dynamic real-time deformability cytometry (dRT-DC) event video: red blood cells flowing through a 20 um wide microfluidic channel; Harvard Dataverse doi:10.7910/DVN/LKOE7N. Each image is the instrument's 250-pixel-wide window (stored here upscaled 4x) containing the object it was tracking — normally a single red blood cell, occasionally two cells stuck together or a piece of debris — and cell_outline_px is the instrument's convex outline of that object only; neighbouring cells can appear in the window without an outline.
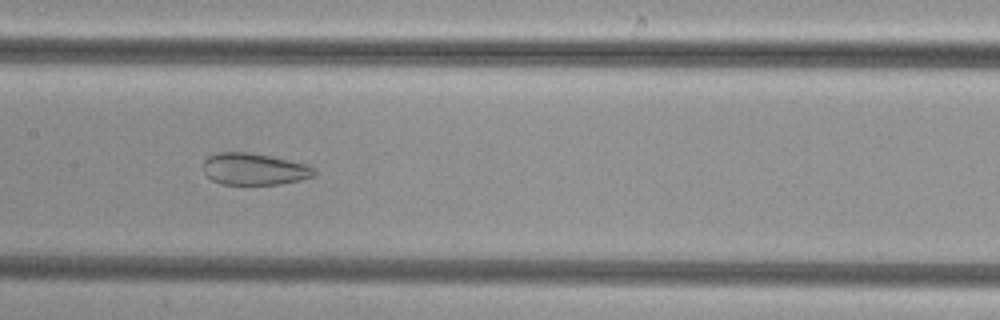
{"species": "common noctule bat (a hibernating species)", "species_latin": "Nyctalus noctula", "temperature_condition": "cold", "stored_images_in_passage": 52, "camera_frame_rate_fps": 3000, "um_per_image_px": 0.085, "animal": {"sex": "female", "body_mass_g": 29.2, "forearm_length_mm": 56.3}, "frame": {"image": 1, "passage_image": 26, "time_ms": 8.333, "image_size_px": [1000, 320], "cell_outline_px": [[316, 176], [300, 180], [280, 184], [220, 184], [212, 180], [204, 172], [204, 160], [208, 156], [216, 152], [248, 152], [308, 164], [316, 168]], "centroid_in_image_um": [21.63, 14.37], "position_along_channel_um": 185.8, "area_um2": 20.63}}
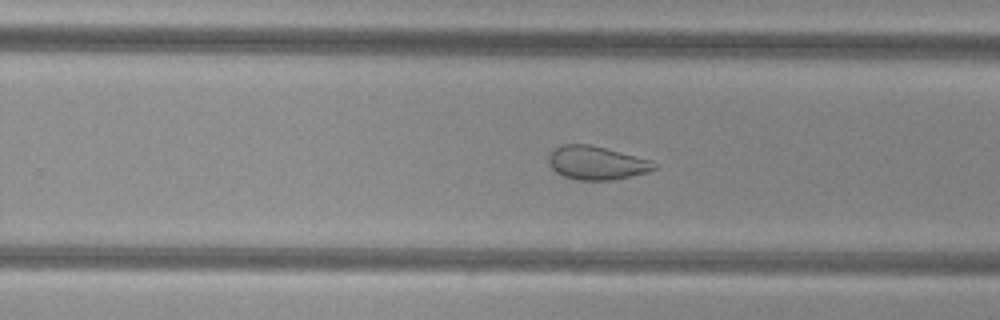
{"frame": {"image": 2, "passage_image": 33, "time_ms": 10.667, "image_size_px": [1000, 320], "cell_outline_px": [[656, 168], [648, 172], [632, 176], [612, 180], [576, 180], [564, 176], [556, 172], [548, 164], [548, 156], [552, 148], [560, 144], [588, 144], [652, 160], [656, 164]], "centroid_in_image_um": [50.67, 13.84], "position_along_channel_um": 279.1, "area_um2": 20.75}}
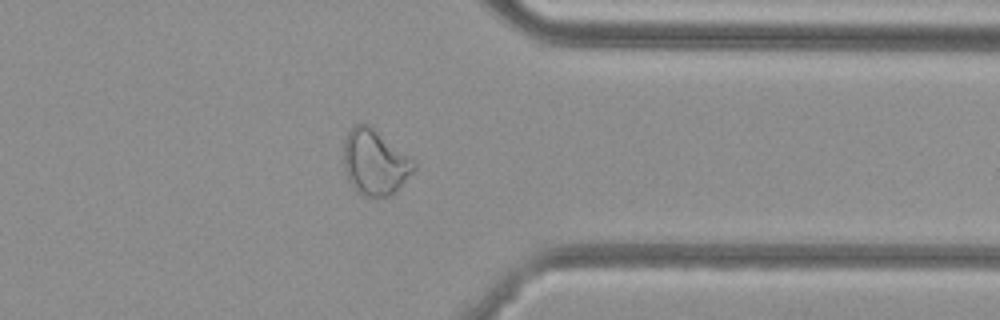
{"frame": {"image": 3, "passage_image": 41, "time_ms": 13.333, "image_size_px": [1000, 320], "cell_outline_px": [[416, 168], [396, 192], [392, 196], [364, 196], [356, 192], [348, 180], [344, 168], [344, 140], [348, 132], [356, 124], [368, 124], [416, 164]], "centroid_in_image_um": [31.83, 13.84], "position_along_channel_um": 379.6, "area_um2": 26.24}}